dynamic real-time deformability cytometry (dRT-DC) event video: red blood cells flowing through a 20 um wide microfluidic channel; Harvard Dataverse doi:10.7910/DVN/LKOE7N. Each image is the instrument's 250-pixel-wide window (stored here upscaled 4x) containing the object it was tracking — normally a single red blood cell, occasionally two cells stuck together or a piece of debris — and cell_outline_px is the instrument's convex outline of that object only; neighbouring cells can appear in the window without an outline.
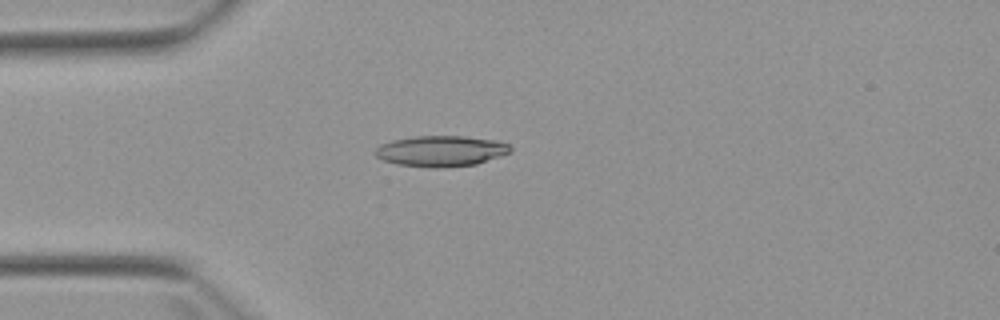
{"species": "Egyptian fruit bat (a non-hibernating species)", "species_latin": "Rousettus aegyptiacus", "temperature_condition": "warm", "stored_images_in_passage": 2, "camera_frame_rate_fps": 3000, "um_per_image_px": 0.085, "animal": {"sex": "female"}, "frame": {"image": 1, "passage_image": 1, "time_ms": 0.0, "image_size_px": [1000, 320], "cell_outline_px": [[512, 152], [476, 164], [436, 168], [432, 168], [400, 164], [384, 160], [376, 156], [372, 152], [380, 144], [392, 140], [416, 136], [464, 136], [496, 140], [508, 144], [512, 148]], "centroid_in_image_um": [37.48, 12.83], "position_along_channel_um": 47.5, "area_um2": 24.22}}